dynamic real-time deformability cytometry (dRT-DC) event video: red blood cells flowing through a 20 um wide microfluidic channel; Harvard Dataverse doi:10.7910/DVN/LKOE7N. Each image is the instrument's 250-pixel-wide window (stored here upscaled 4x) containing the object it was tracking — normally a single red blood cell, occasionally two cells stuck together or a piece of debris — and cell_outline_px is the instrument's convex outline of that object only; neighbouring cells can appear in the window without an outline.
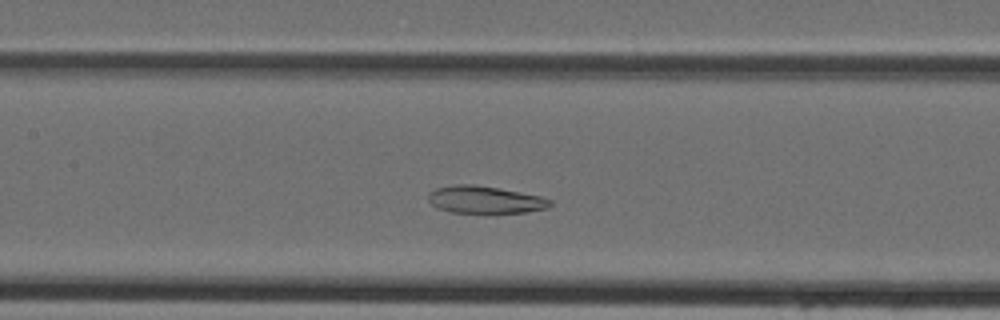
{"species": "Egyptian fruit bat (a non-hibernating species)", "species_latin": "Rousettus aegyptiacus", "temperature_condition": "cold", "stored_images_in_passage": 38, "camera_frame_rate_fps": 3000, "um_per_image_px": 0.085, "animal": {"sex": "female"}, "frame": {"image": 1, "passage_image": 14, "time_ms": 4.333, "image_size_px": [1000, 320], "cell_outline_px": [[552, 204], [548, 208], [524, 212], [452, 212], [436, 208], [428, 200], [428, 192], [436, 188], [456, 184], [472, 184], [520, 192], [540, 196], [552, 200]], "centroid_in_image_um": [41.2, 16.97], "position_along_channel_um": 166.2, "area_um2": 19.19}}
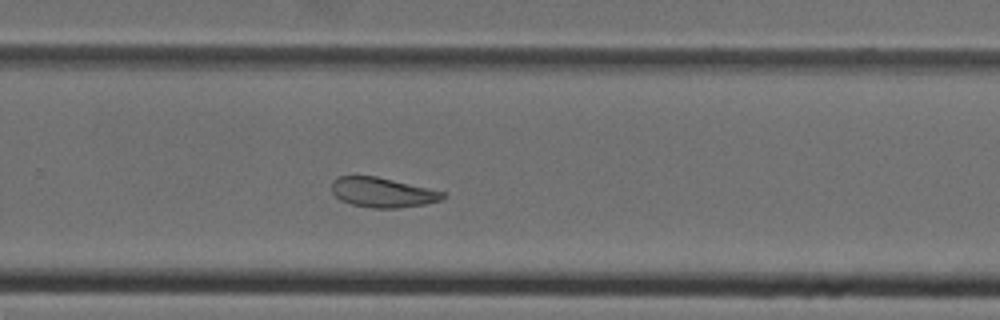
{"frame": {"image": 2, "passage_image": 23, "time_ms": 7.333, "image_size_px": [1000, 320], "cell_outline_px": [[448, 196], [440, 200], [424, 204], [400, 208], [372, 208], [352, 204], [340, 200], [332, 192], [332, 180], [336, 176], [376, 176], [428, 188], [444, 192]], "centroid_in_image_um": [32.5, 16.36], "position_along_channel_um": 297.3, "area_um2": 19.25}}
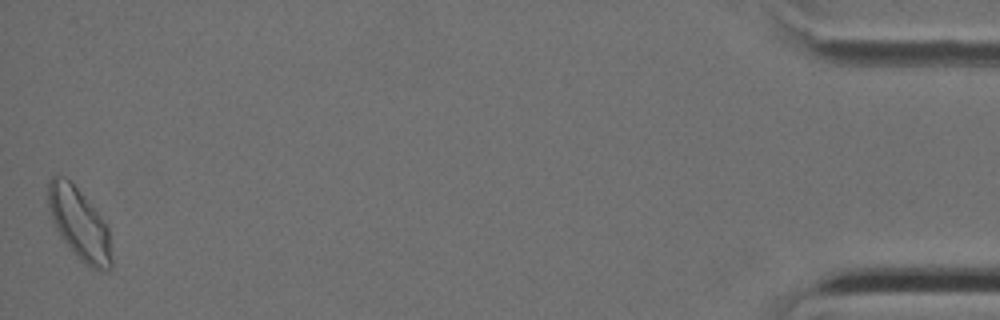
{"frame": {"image": 3, "passage_image": 38, "time_ms": 12.333, "image_size_px": [1000, 320], "cell_outline_px": [[112, 268], [104, 272], [100, 272], [92, 268], [80, 260], [76, 256], [60, 236], [52, 220], [48, 204], [48, 180], [52, 176], [64, 176], [80, 192], [104, 220], [108, 228], [112, 260]], "centroid_in_image_um": [6.75, 19.07], "position_along_channel_um": 428.5, "area_um2": 26.24}}